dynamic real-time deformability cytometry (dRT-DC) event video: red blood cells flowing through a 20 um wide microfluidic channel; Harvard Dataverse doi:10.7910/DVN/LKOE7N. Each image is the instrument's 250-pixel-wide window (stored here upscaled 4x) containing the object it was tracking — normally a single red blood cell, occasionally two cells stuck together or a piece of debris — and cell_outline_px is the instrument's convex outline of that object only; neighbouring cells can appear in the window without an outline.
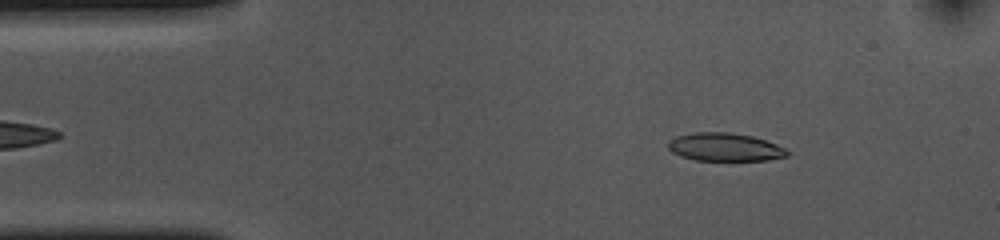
{"species": "common noctule bat (a hibernating species)", "species_latin": "Nyctalus noctula", "temperature_condition": "cold", "stored_images_in_passage": 44, "camera_frame_rate_fps": 3000, "um_per_image_px": 0.085, "animal": {"sex": "female", "body_mass_g": 10.0, "forearm_length_mm": 53.1}, "frame": {"image": 1, "passage_image": 6, "time_ms": 1.667, "image_size_px": [1000, 240], "cell_outline_px": [[792, 152], [788, 156], [768, 160], [696, 160], [680, 156], [672, 152], [668, 148], [668, 140], [676, 136], [692, 132], [728, 132], [752, 136], [776, 144]], "centroid_in_image_um": [61.6, 12.5], "position_along_channel_um": 23.4, "area_um2": 19.59}}
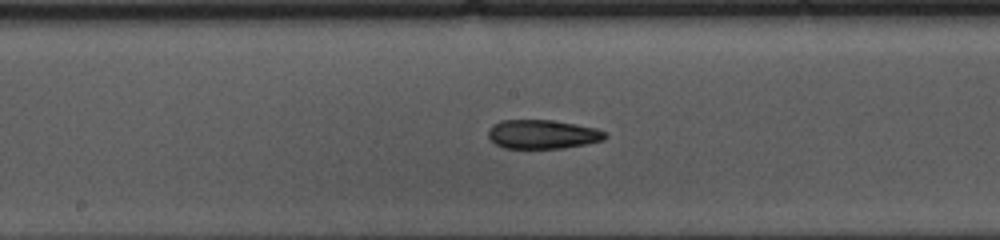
{"frame": {"image": 2, "passage_image": 25, "time_ms": 8.0, "image_size_px": [1000, 240], "cell_outline_px": [[608, 136], [604, 140], [564, 148], [504, 148], [496, 144], [488, 136], [488, 132], [492, 124], [500, 120], [552, 120], [576, 124], [596, 128], [604, 132]], "centroid_in_image_um": [46.11, 11.41], "position_along_channel_um": 202.1, "area_um2": 19.71}}
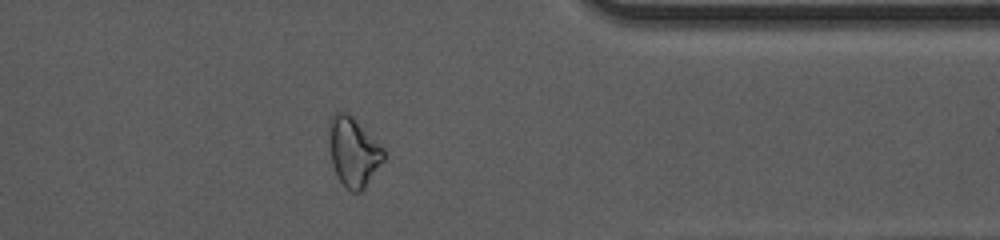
{"frame": {"image": 3, "passage_image": 41, "time_ms": 13.333, "image_size_px": [1000, 240], "cell_outline_px": [[384, 160], [364, 188], [360, 192], [352, 192], [336, 176], [332, 164], [328, 136], [328, 120], [336, 112], [348, 112], [384, 148]], "centroid_in_image_um": [30.01, 12.88], "position_along_channel_um": 381.4, "area_um2": 22.02}, "authors_computed_cell_mechanics": {"area_um2": 20.1433, "velocity_mm_per_s": 3.6594, "shape_relaxation_time_tau1_ms": 5.4418, "shape_relaxation_time_tau2_ms": 7.0696, "deformation_change_tau1": 0.1576, "deformation_change_tau2": 0.1627}}